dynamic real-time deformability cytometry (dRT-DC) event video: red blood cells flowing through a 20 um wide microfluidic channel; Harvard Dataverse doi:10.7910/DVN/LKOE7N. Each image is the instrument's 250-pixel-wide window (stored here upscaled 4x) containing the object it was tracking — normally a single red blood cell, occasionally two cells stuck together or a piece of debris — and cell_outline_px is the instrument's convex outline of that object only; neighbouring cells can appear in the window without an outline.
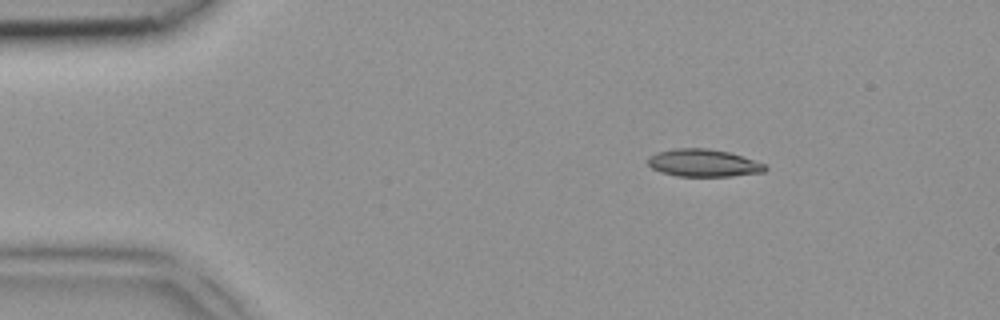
{"species": "common noctule bat (a hibernating species)", "species_latin": "Nyctalus noctula", "temperature_condition": "room temperature", "stored_images_in_passage": 5, "camera_frame_rate_fps": 3000, "um_per_image_px": 0.085, "animal": {"sex": "female", "body_mass_g": 18.4}, "frame": {"image": 1, "passage_image": 2, "time_ms": 0.333, "image_size_px": [1000, 320], "cell_outline_px": [[768, 168], [764, 172], [732, 176], [676, 176], [660, 172], [652, 168], [648, 164], [648, 156], [656, 152], [676, 148], [708, 148], [728, 152], [768, 164]], "centroid_in_image_um": [59.8, 13.85], "position_along_channel_um": 25.2, "area_um2": 18.96}}
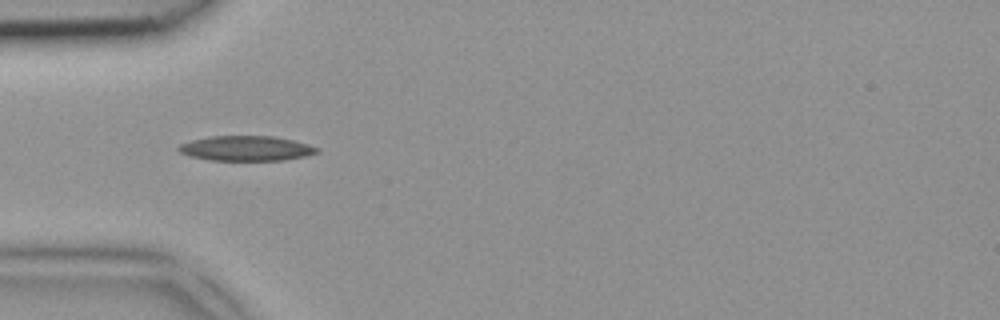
{"frame": {"image": 2, "passage_image": 4, "time_ms": 1.0, "image_size_px": [1000, 320], "cell_outline_px": [[320, 152], [304, 156], [284, 160], [212, 160], [192, 156], [180, 152], [176, 148], [180, 144], [192, 140], [212, 136], [272, 136], [292, 140], [320, 148]], "centroid_in_image_um": [20.94, 12.61], "position_along_channel_um": 64.1, "area_um2": 19.88}}